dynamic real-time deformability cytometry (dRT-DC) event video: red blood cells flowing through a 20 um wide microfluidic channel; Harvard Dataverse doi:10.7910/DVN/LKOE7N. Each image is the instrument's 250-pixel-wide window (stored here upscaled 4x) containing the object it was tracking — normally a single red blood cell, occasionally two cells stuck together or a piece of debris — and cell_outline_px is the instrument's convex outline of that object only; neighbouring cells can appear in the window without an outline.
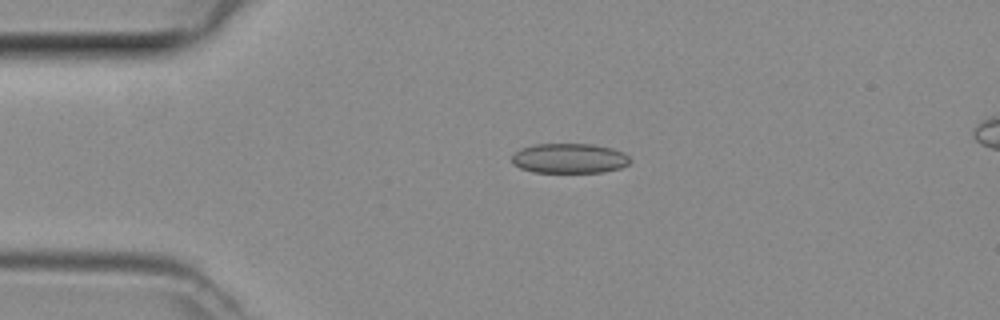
{"species": "common noctule bat (a hibernating species)", "species_latin": "Nyctalus noctula", "temperature_condition": "room temperature", "stored_images_in_passage": 31, "camera_frame_rate_fps": 3000, "um_per_image_px": 0.085, "animal": {"sex": "female", "body_mass_g": 29.2, "forearm_length_mm": 56.3}, "frame": {"image": 1, "passage_image": 11, "time_ms": 3.333, "image_size_px": [1000, 320], "cell_outline_px": [[632, 160], [628, 164], [620, 168], [604, 172], [532, 172], [520, 168], [512, 164], [512, 156], [520, 148], [536, 144], [592, 144], [612, 148], [624, 152]], "centroid_in_image_um": [48.4, 13.46], "position_along_channel_um": 36.6, "area_um2": 20.69}}
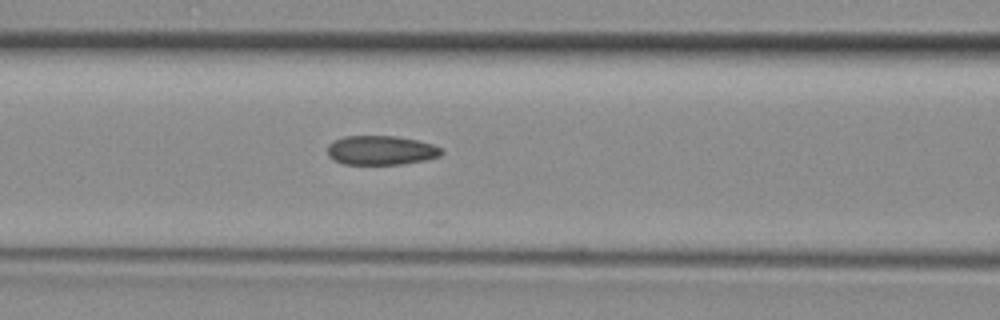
{"frame": {"image": 2, "passage_image": 20, "time_ms": 6.333, "image_size_px": [1000, 320], "cell_outline_px": [[444, 152], [440, 156], [424, 160], [400, 164], [344, 164], [328, 156], [328, 144], [344, 136], [396, 136], [416, 140], [432, 144], [440, 148]], "centroid_in_image_um": [32.39, 12.77], "position_along_channel_um": 134.2, "area_um2": 19.25}}
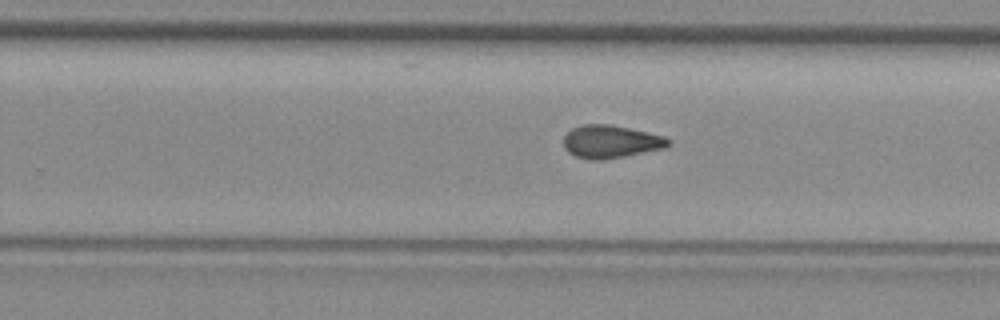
{"frame": {"image": 3, "passage_image": 30, "time_ms": 9.667, "image_size_px": [1000, 320], "cell_outline_px": [[672, 140], [664, 148], [624, 156], [600, 160], [592, 160], [576, 156], [568, 152], [564, 148], [564, 136], [572, 128], [584, 124], [608, 124], [648, 132], [664, 136]], "centroid_in_image_um": [51.9, 12.03], "position_along_channel_um": 277.9, "area_um2": 19.88}}